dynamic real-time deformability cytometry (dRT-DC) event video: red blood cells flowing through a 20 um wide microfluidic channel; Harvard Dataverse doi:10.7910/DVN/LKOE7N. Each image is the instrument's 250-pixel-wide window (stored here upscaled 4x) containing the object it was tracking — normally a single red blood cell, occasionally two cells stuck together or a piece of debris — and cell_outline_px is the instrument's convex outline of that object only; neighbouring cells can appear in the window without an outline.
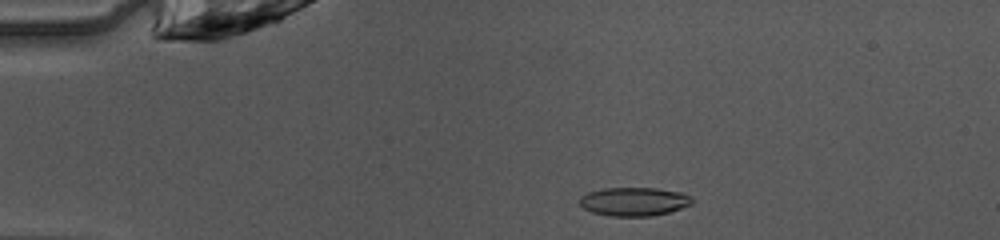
{"species": "common noctule bat (a hibernating species)", "species_latin": "Nyctalus noctula", "temperature_condition": "warm", "stored_images_in_passage": 49, "camera_frame_rate_fps": 3000, "um_per_image_px": 0.085, "animal": {"sex": "female", "body_mass_g": 10.0, "forearm_length_mm": 53.1}, "frame": {"image": 1, "passage_image": 10, "time_ms": 3.0, "image_size_px": [1000, 240], "cell_outline_px": [[692, 204], [668, 212], [652, 216], [612, 216], [592, 212], [584, 208], [580, 204], [580, 196], [588, 192], [604, 188], [656, 188], [680, 192], [688, 196], [692, 200]], "centroid_in_image_um": [53.86, 17.13], "position_along_channel_um": 31.1, "area_um2": 18.55}}
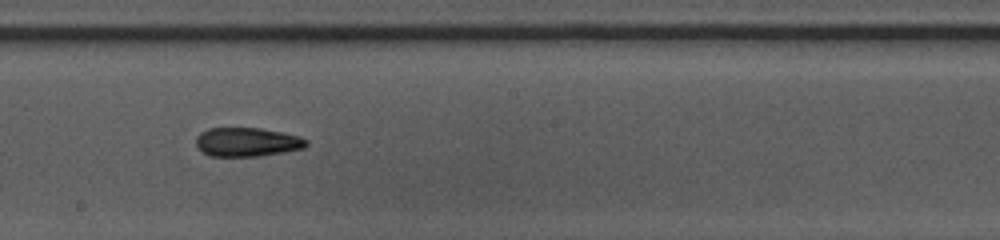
{"frame": {"image": 2, "passage_image": 28, "time_ms": 9.0, "image_size_px": [1000, 240], "cell_outline_px": [[308, 144], [304, 148], [260, 156], [208, 156], [196, 144], [196, 136], [200, 132], [208, 128], [260, 128], [284, 132], [300, 136], [308, 140]], "centroid_in_image_um": [21.02, 12.06], "position_along_channel_um": 227.2, "area_um2": 18.67}}
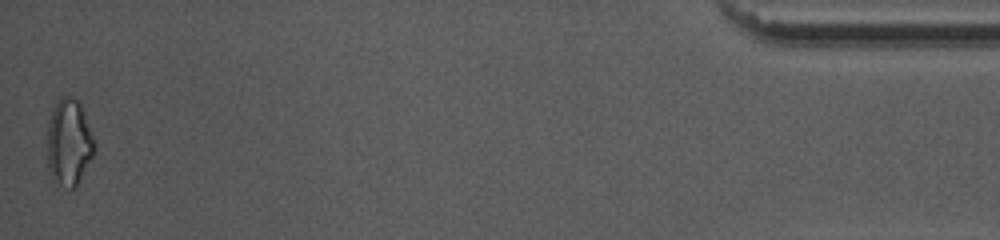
{"frame": {"image": 3, "passage_image": 49, "time_ms": 16.0, "image_size_px": [1000, 240], "cell_outline_px": [[96, 152], [76, 188], [72, 188], [60, 184], [52, 180], [48, 172], [48, 120], [52, 108], [60, 96], [68, 96], [80, 100], [96, 144]], "centroid_in_image_um": [5.88, 12.09], "position_along_channel_um": 429.3, "area_um2": 24.39}, "authors_computed_cell_mechanics": {"area_um2": 18.6694, "velocity_mm_per_s": 4.1003, "shape_relaxation_time_tau1_ms": null, "shape_relaxation_time_tau2_ms": 3.9115, "deformation_change_tau1": null, "deformation_change_tau2": 0.1348}}